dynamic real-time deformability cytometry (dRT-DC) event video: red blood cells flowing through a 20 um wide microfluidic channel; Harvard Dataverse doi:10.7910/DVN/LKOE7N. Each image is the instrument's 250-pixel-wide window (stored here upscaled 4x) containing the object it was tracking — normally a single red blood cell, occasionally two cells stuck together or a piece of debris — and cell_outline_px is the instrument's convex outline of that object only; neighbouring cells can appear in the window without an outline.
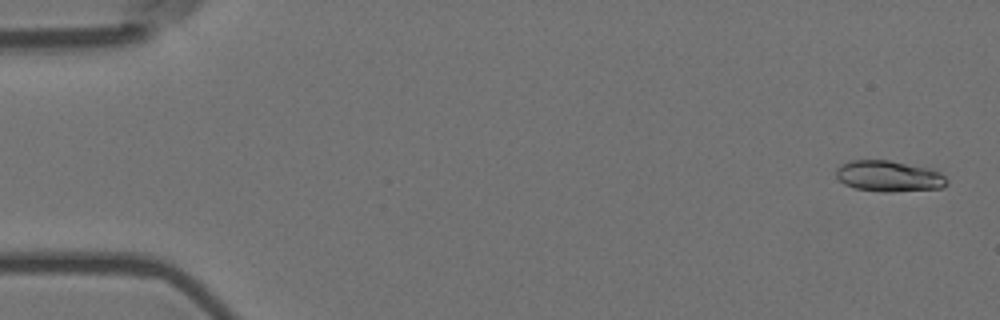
{"species": "Egyptian fruit bat (a non-hibernating species)", "species_latin": "Rousettus aegyptiacus", "temperature_condition": "room temperature", "stored_images_in_passage": 5, "camera_frame_rate_fps": 3000, "um_per_image_px": 0.085, "animal": {"sex": "female"}, "frame": {"image": 1, "passage_image": 1, "time_ms": 0.0, "image_size_px": [1000, 320], "cell_outline_px": [[948, 184], [944, 188], [888, 192], [884, 192], [856, 188], [844, 184], [836, 176], [836, 168], [840, 164], [848, 160], [888, 160], [932, 168], [940, 172], [948, 180]], "centroid_in_image_um": [75.58, 14.96], "position_along_channel_um": 9.4, "area_um2": 20.23}}
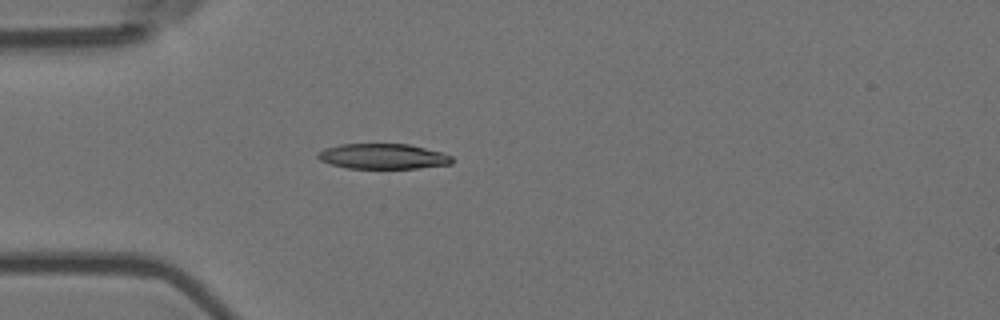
{"frame": {"image": 2, "passage_image": 5, "time_ms": 1.333, "image_size_px": [1000, 320], "cell_outline_px": [[452, 164], [416, 168], [348, 168], [332, 164], [320, 160], [316, 156], [316, 152], [324, 148], [340, 144], [408, 144], [440, 152], [452, 156]], "centroid_in_image_um": [32.51, 13.28], "position_along_channel_um": 52.5, "area_um2": 19.65}}